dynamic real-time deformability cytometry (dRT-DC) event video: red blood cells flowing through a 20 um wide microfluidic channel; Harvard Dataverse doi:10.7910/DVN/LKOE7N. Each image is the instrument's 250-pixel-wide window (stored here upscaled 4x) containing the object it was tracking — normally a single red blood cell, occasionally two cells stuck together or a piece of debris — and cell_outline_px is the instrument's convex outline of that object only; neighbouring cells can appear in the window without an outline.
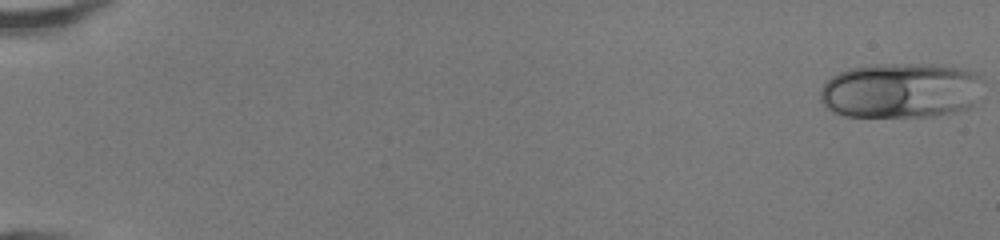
{"species": "human", "species_latin": "Homo sapiens", "temperature_condition": "room temperature", "stored_images_in_passage": 49, "camera_frame_rate_fps": 3000, "um_per_image_px": 0.085, "donor": {"sex": "female"}, "frame": {"image": 1, "passage_image": 1, "time_ms": 0.0, "image_size_px": [1000, 240], "cell_outline_px": [[980, 76], [972, 104], [968, 108], [956, 112], [932, 116], [844, 116], [828, 108], [820, 100], [820, 92], [824, 84], [832, 76], [840, 72], [852, 68], [872, 64], [932, 64], [960, 68], [976, 72]], "centroid_in_image_um": [76.51, 7.68], "position_along_channel_um": 8.5, "area_um2": 51.9}}
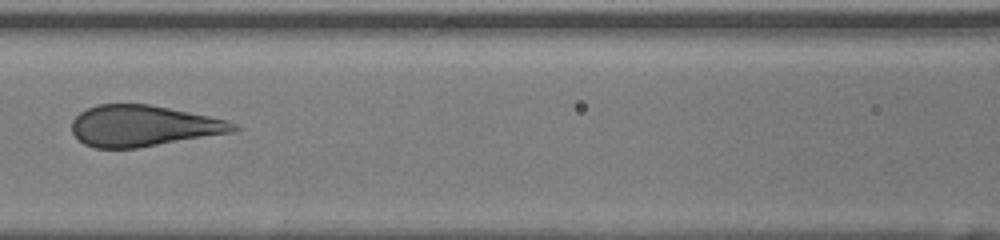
{"frame": {"image": 2, "passage_image": 24, "time_ms": 7.667, "image_size_px": [1000, 240], "cell_outline_px": [[244, 128], [236, 132], [136, 148], [96, 148], [84, 144], [72, 132], [72, 120], [80, 112], [96, 104], [148, 104], [228, 120]], "centroid_in_image_um": [12.22, 10.7], "position_along_channel_um": 154.4, "area_um2": 38.73}}
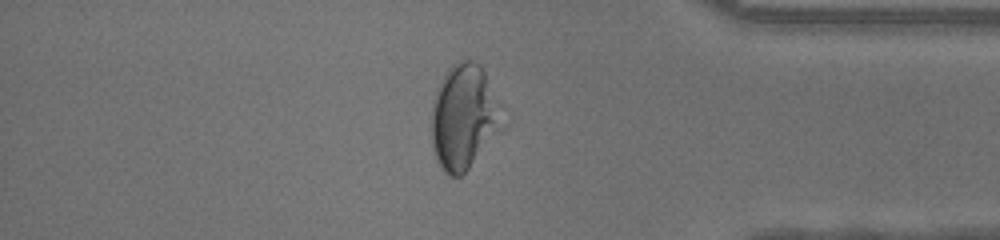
{"frame": {"image": 3, "passage_image": 42, "time_ms": 13.667, "image_size_px": [1000, 240], "cell_outline_px": [[508, 128], [460, 176], [452, 176], [444, 172], [436, 160], [432, 148], [432, 100], [436, 88], [448, 68], [452, 64], [460, 60], [472, 60], [480, 64], [484, 72], [508, 124]], "centroid_in_image_um": [39.48, 9.98], "position_along_channel_um": 395.7, "area_um2": 44.27}}